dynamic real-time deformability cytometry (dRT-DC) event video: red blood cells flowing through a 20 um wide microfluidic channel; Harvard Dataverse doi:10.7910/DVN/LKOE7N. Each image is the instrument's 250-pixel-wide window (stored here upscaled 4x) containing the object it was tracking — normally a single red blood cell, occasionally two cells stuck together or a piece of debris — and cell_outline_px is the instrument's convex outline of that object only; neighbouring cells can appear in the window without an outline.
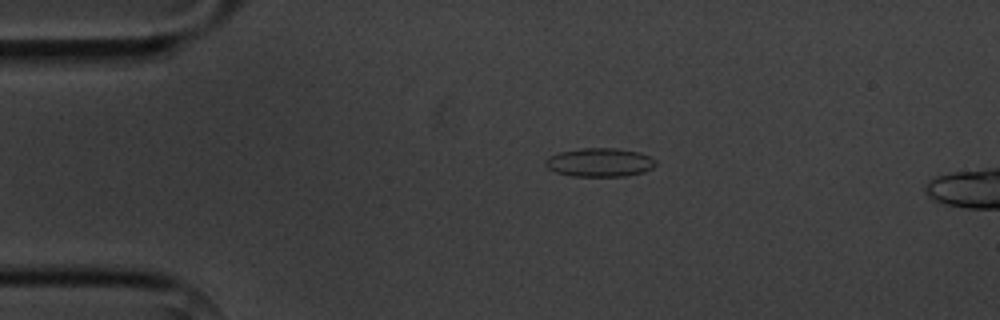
{"species": "common noctule bat (a hibernating species)", "species_latin": "Nyctalus noctula", "temperature_condition": "cold", "stored_images_in_passage": 5, "camera_frame_rate_fps": 3000, "um_per_image_px": 0.085, "animal": {"sex": "male", "body_mass_g": 20.1, "forearm_length_mm": 53.5}, "frame": {"image": 1, "passage_image": 3, "time_ms": 2.333, "image_size_px": [1000, 320], "cell_outline_px": [[656, 164], [652, 168], [644, 172], [624, 176], [572, 176], [556, 172], [548, 168], [544, 164], [544, 160], [548, 156], [560, 152], [584, 148], [616, 148], [640, 152], [656, 160]], "centroid_in_image_um": [50.97, 13.8], "position_along_channel_um": 34.0, "area_um2": 18.44}}